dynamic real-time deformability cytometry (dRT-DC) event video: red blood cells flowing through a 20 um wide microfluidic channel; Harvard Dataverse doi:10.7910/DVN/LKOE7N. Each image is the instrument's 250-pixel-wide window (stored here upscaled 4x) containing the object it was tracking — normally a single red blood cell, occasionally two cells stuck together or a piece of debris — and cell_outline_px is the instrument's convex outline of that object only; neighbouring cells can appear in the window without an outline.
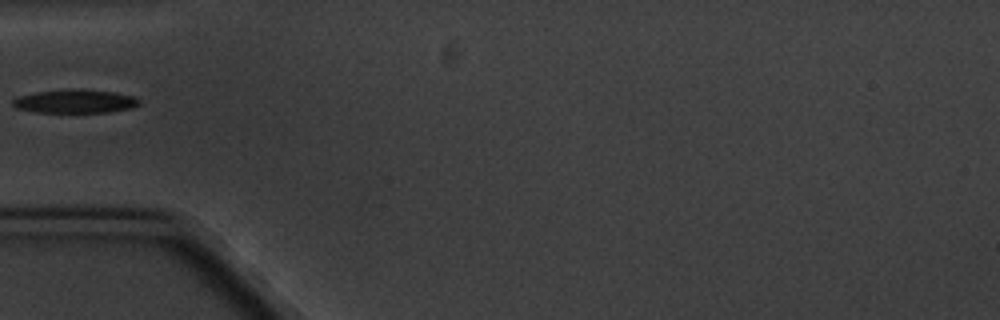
{"species": "common noctule bat (a hibernating species)", "species_latin": "Nyctalus noctula", "temperature_condition": "cold", "stored_images_in_passage": 10, "camera_frame_rate_fps": 3000, "um_per_image_px": 0.085, "animal": {"sex": "male", "body_mass_g": 20.1, "forearm_length_mm": 53.5}, "frame": {"image": 1, "passage_image": 5, "time_ms": 4.667, "image_size_px": [1000, 320], "cell_outline_px": [[140, 104], [132, 108], [108, 112], [40, 112], [16, 108], [12, 104], [12, 100], [20, 96], [36, 92], [76, 88], [112, 92], [136, 96], [140, 100]], "centroid_in_image_um": [6.43, 8.6], "position_along_channel_um": 78.6, "area_um2": 17.28}}
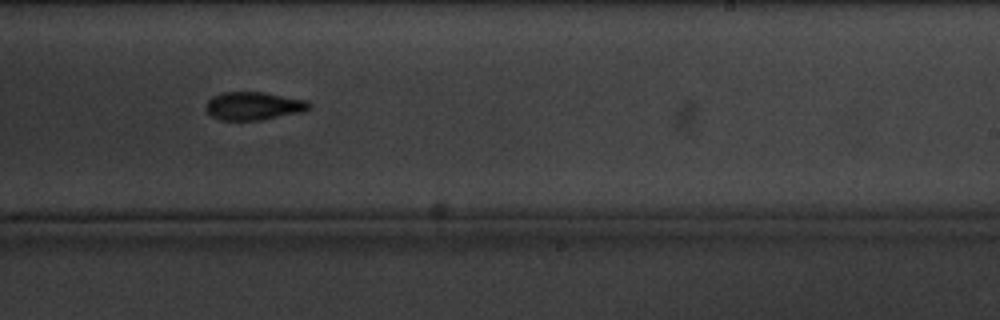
{"frame": {"image": 2, "passage_image": 10, "time_ms": 10.333, "image_size_px": [1000, 320], "cell_outline_px": [[312, 108], [304, 112], [260, 120], [220, 120], [212, 116], [204, 108], [208, 100], [212, 96], [220, 92], [264, 92], [308, 100], [312, 104]], "centroid_in_image_um": [21.59, 9.0], "position_along_channel_um": 267.4, "area_um2": 17.22}}